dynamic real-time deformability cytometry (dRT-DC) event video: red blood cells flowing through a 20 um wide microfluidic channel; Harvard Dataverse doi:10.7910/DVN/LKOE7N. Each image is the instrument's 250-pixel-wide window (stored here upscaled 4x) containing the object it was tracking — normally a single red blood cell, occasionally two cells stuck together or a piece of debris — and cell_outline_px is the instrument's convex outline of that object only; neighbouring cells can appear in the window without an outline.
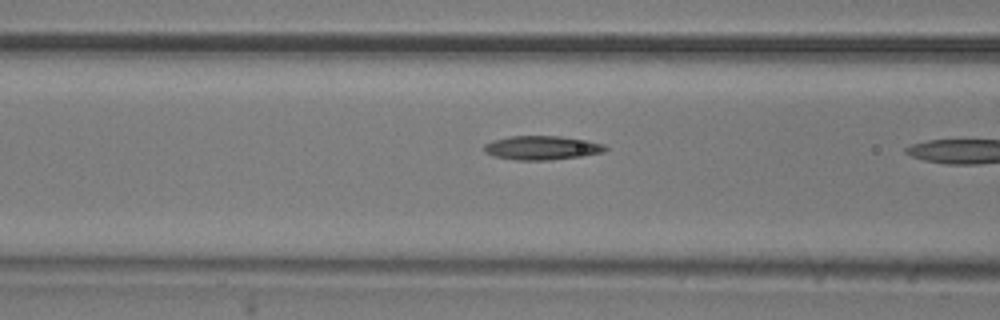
{"species": "common noctule bat (a hibernating species)", "species_latin": "Nyctalus noctula", "temperature_condition": "room temperature", "stored_images_in_passage": 9, "camera_frame_rate_fps": 3000, "um_per_image_px": 0.085, "animal": {"sex": "male", "body_mass_g": 20.5, "forearm_length_mm": 52.5}, "frame": {"image": 1, "passage_image": 8, "time_ms": 2.333, "image_size_px": [1000, 320], "cell_outline_px": [[608, 148], [604, 152], [580, 156], [552, 160], [516, 160], [492, 156], [484, 152], [484, 144], [492, 140], [508, 136], [560, 136], [588, 140], [604, 144]], "centroid_in_image_um": [46.04, 12.56], "position_along_channel_um": 120.6, "area_um2": 17.11}}